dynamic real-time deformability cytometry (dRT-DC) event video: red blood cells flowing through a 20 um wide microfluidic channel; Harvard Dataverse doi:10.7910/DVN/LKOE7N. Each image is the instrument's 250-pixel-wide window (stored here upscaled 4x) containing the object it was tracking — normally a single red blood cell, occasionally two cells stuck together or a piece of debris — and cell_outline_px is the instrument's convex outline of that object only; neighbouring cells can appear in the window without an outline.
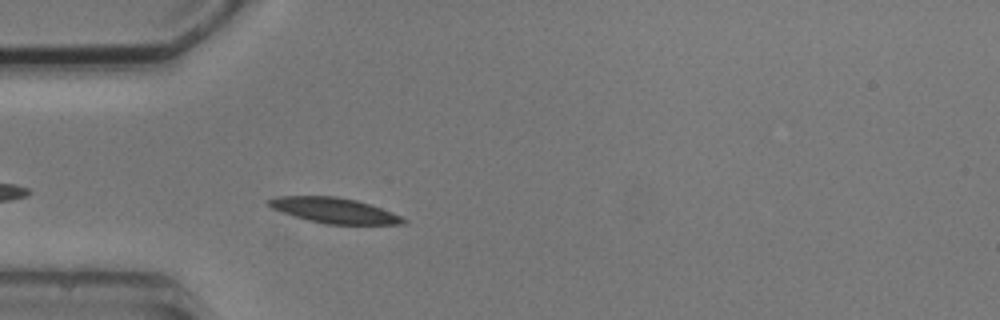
{"species": "common noctule bat (a hibernating species)", "species_latin": "Nyctalus noctula", "temperature_condition": "cold", "stored_images_in_passage": 3, "camera_frame_rate_fps": 3000, "um_per_image_px": 0.085, "animal": {"sex": "male", "body_mass_g": 20.5, "forearm_length_mm": 52.5}, "frame": {"image": 1, "passage_image": 3, "time_ms": 2.333, "image_size_px": [1000, 320], "cell_outline_px": [[408, 220], [404, 224], [328, 224], [308, 220], [272, 208], [264, 204], [268, 200], [276, 196], [336, 196], [356, 200], [392, 212]], "centroid_in_image_um": [28.39, 17.88], "position_along_channel_um": 56.6, "area_um2": 19.65}}